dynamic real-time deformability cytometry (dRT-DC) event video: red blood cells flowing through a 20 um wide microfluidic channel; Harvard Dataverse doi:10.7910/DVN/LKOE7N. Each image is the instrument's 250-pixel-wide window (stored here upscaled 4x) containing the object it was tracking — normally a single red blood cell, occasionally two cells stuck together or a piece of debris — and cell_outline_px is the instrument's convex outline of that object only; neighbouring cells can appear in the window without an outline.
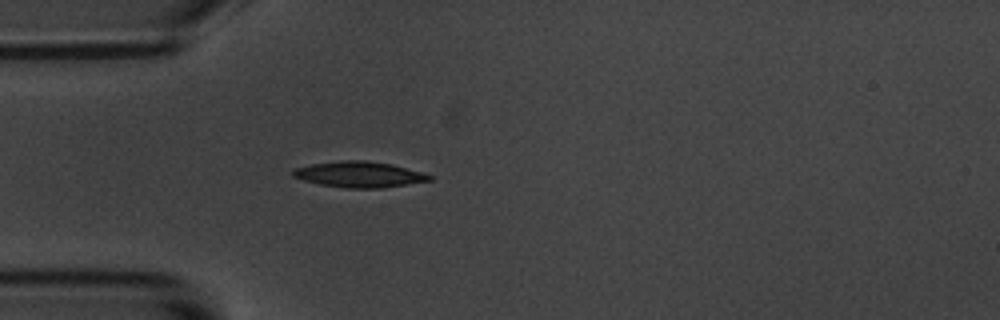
{"species": "common noctule bat (a hibernating species)", "species_latin": "Nyctalus noctula", "temperature_condition": "room temperature", "stored_images_in_passage": 5, "camera_frame_rate_fps": 3000, "um_per_image_px": 0.085, "animal": {"sex": "male", "body_mass_g": 20.1, "forearm_length_mm": 53.5}, "frame": {"image": 1, "passage_image": 5, "time_ms": 4.667, "image_size_px": [1000, 320], "cell_outline_px": [[432, 180], [384, 188], [348, 188], [320, 184], [304, 180], [292, 176], [292, 172], [296, 168], [312, 164], [340, 160], [364, 160], [392, 164], [420, 172], [432, 176]], "centroid_in_image_um": [30.54, 14.82], "position_along_channel_um": 54.5, "area_um2": 20.35}}